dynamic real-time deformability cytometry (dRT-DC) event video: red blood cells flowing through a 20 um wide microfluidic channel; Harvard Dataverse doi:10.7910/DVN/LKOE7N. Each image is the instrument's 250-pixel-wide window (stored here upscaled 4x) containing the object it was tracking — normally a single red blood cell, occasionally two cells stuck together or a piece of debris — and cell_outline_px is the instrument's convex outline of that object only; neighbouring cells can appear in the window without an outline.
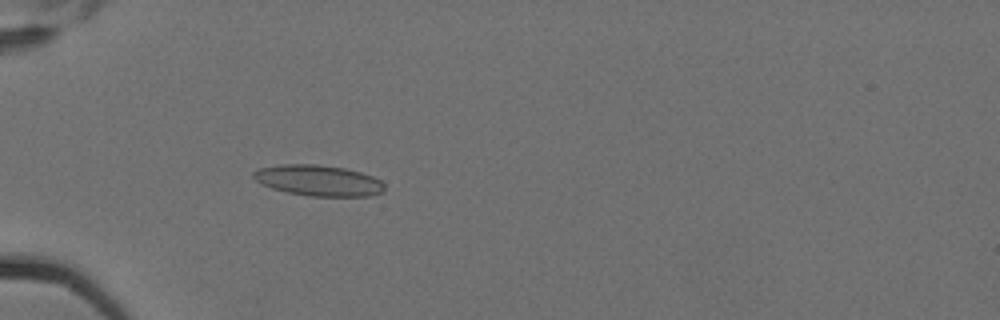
{"species": "Egyptian fruit bat (a non-hibernating species)", "species_latin": "Rousettus aegyptiacus", "temperature_condition": "cold", "stored_images_in_passage": 3, "camera_frame_rate_fps": 3000, "um_per_image_px": 0.085, "animal": {"sex": "female"}, "frame": {"image": 1, "passage_image": 3, "time_ms": 0.667, "image_size_px": [1000, 320], "cell_outline_px": [[384, 188], [380, 192], [372, 196], [308, 196], [288, 192], [272, 188], [260, 184], [252, 176], [252, 172], [260, 168], [284, 164], [316, 164], [344, 168], [360, 172], [372, 176], [380, 180], [384, 184]], "centroid_in_image_um": [27.05, 15.34], "position_along_channel_um": 58.0, "area_um2": 23.47}}